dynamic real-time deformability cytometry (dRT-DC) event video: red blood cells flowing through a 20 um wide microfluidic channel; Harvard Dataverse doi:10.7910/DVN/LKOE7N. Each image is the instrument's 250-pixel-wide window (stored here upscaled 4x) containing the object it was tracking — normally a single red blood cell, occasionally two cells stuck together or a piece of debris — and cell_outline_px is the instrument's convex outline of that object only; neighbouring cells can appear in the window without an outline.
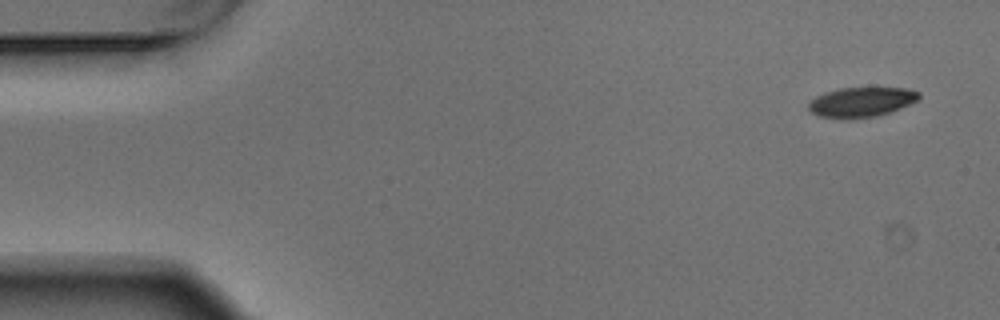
{"species": "Egyptian fruit bat (a non-hibernating species)", "species_latin": "Rousettus aegyptiacus", "temperature_condition": "warm", "stored_images_in_passage": 5, "camera_frame_rate_fps": 3000, "um_per_image_px": 0.085, "animal": {"sex": "male"}, "frame": {"image": 1, "passage_image": 1, "time_ms": 0.0, "image_size_px": [1000, 320], "cell_outline_px": [[920, 96], [916, 100], [900, 108], [876, 116], [820, 116], [812, 112], [808, 108], [808, 104], [816, 96], [824, 92], [840, 88], [904, 88], [920, 92]], "centroid_in_image_um": [73.22, 8.63], "position_along_channel_um": 11.8, "area_um2": 18.26}}
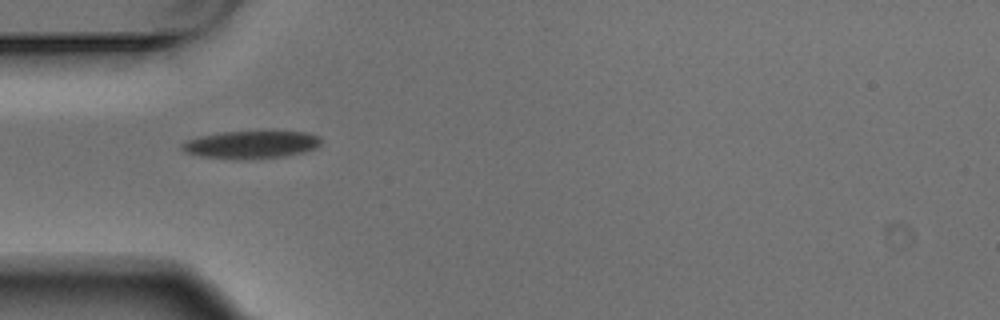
{"frame": {"image": 2, "passage_image": 4, "time_ms": 1.0, "image_size_px": [1000, 320], "cell_outline_px": [[320, 144], [316, 148], [304, 152], [288, 156], [244, 160], [236, 160], [200, 156], [184, 152], [180, 148], [180, 144], [188, 140], [200, 136], [220, 132], [304, 132], [320, 136]], "centroid_in_image_um": [21.32, 12.31], "position_along_channel_um": 63.7, "area_um2": 22.6}}
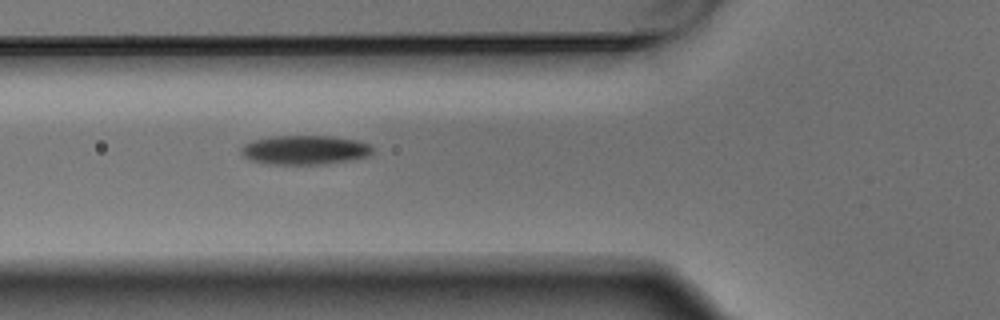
{"frame": {"image": 3, "passage_image": 5, "time_ms": 1.333, "image_size_px": [1000, 320], "cell_outline_px": [[372, 152], [368, 156], [348, 160], [324, 164], [268, 164], [252, 160], [244, 156], [240, 152], [240, 148], [244, 144], [252, 140], [272, 136], [332, 136], [356, 140], [368, 144], [372, 148]], "centroid_in_image_um": [25.87, 12.74], "position_along_channel_um": 99.9, "area_um2": 22.25}}